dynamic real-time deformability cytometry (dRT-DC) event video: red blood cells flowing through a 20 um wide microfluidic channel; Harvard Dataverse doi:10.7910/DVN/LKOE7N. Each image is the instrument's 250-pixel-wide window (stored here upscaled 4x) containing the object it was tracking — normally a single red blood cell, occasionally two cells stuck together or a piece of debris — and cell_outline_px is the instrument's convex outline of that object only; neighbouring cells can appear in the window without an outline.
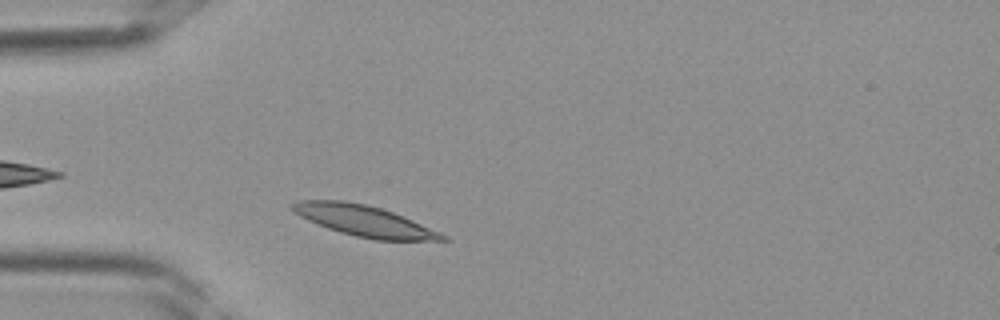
{"species": "Egyptian fruit bat (a non-hibernating species)", "species_latin": "Rousettus aegyptiacus", "temperature_condition": "room temperature", "stored_images_in_passage": 28, "camera_frame_rate_fps": 3000, "um_per_image_px": 0.085, "frame": {"image": 1, "passage_image": 3, "time_ms": 0.667, "image_size_px": [1000, 320], "cell_outline_px": [[452, 240], [372, 240], [340, 232], [328, 228], [308, 220], [292, 212], [288, 204], [296, 200], [344, 200], [364, 204], [380, 208], [404, 216], [440, 232], [448, 236]], "centroid_in_image_um": [30.93, 18.76], "position_along_channel_um": 54.1, "area_um2": 27.11}}
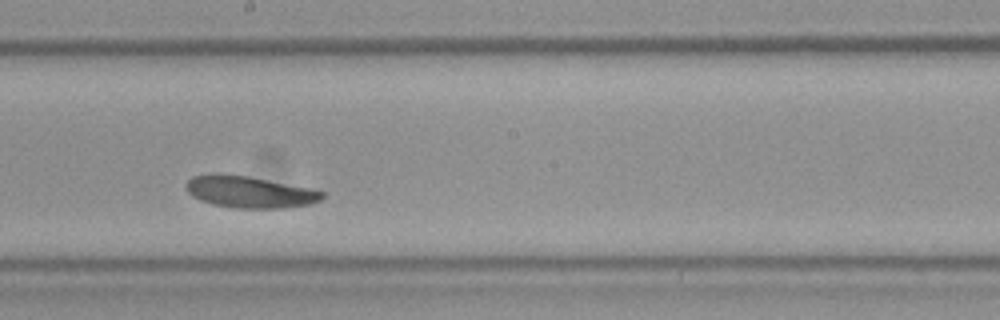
{"frame": {"image": 2, "passage_image": 14, "time_ms": 4.333, "image_size_px": [1000, 320], "cell_outline_px": [[324, 196], [320, 200], [308, 204], [284, 208], [236, 208], [212, 204], [200, 200], [192, 196], [188, 192], [184, 184], [192, 176], [216, 172], [248, 176], [312, 188], [324, 192]], "centroid_in_image_um": [21.18, 16.3], "position_along_channel_um": 227.0, "area_um2": 25.37}}
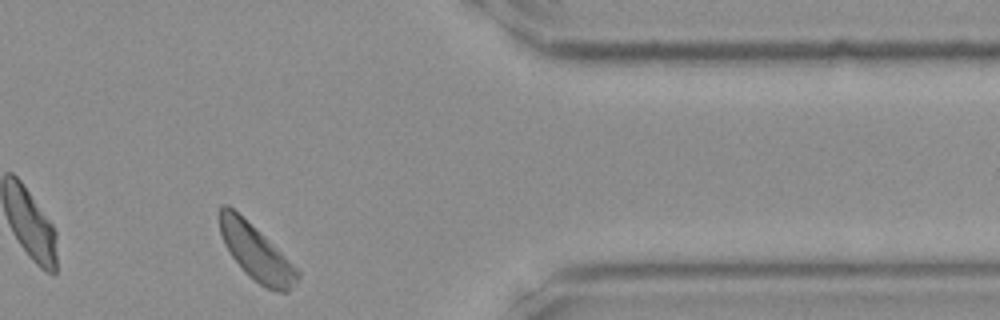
{"frame": {"image": 3, "passage_image": 25, "time_ms": 8.0, "image_size_px": [1000, 320], "cell_outline_px": [[300, 276], [296, 284], [288, 292], [280, 292], [268, 288], [260, 284], [232, 256], [224, 244], [220, 232], [216, 216], [220, 204], [228, 204], [260, 232], [300, 272]], "centroid_in_image_um": [21.72, 21.4], "position_along_channel_um": 389.7, "area_um2": 24.62}}